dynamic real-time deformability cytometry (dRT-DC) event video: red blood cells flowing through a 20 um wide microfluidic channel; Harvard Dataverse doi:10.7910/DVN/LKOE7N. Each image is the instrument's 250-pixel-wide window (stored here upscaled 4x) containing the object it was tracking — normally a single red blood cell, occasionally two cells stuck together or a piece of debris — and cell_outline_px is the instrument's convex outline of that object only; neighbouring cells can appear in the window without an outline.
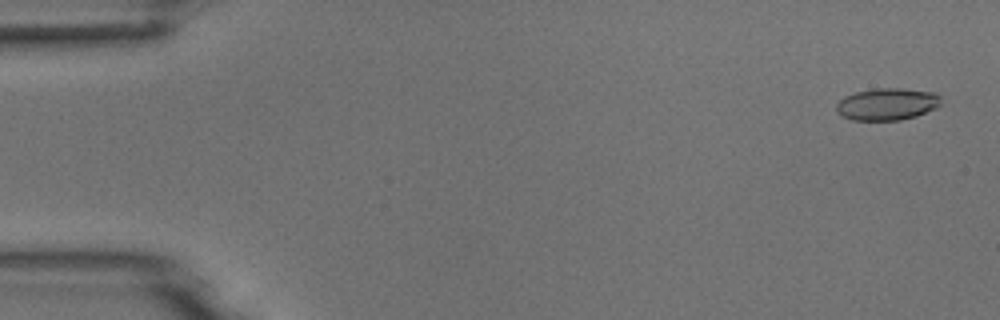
{"species": "common noctule bat (a hibernating species)", "species_latin": "Nyctalus noctula", "temperature_condition": "room temperature", "stored_images_in_passage": 53, "camera_frame_rate_fps": 3000, "um_per_image_px": 0.085, "animal": {"sex": "male", "body_mass_g": 18.8}, "frame": {"image": 1, "passage_image": 2, "time_ms": 0.333, "image_size_px": [1000, 320], "cell_outline_px": [[940, 104], [936, 108], [916, 116], [900, 120], [852, 120], [840, 116], [836, 108], [836, 104], [844, 96], [856, 92], [876, 88], [904, 88], [936, 92], [940, 96]], "centroid_in_image_um": [75.41, 8.84], "position_along_channel_um": 9.6, "area_um2": 19.71}}
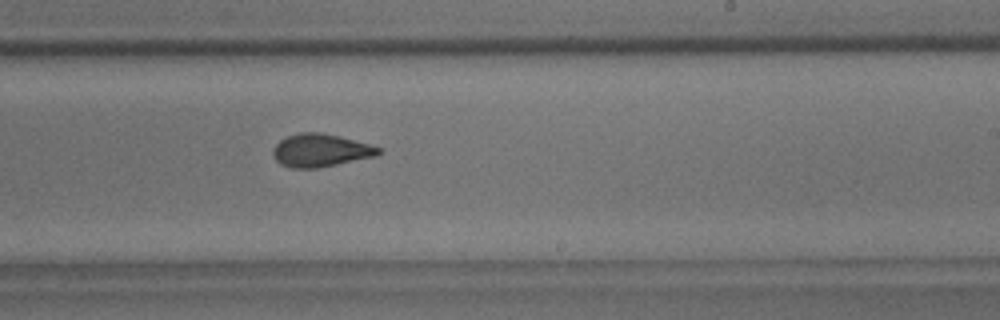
{"frame": {"image": 2, "passage_image": 32, "time_ms": 10.333, "image_size_px": [1000, 320], "cell_outline_px": [[380, 152], [376, 156], [316, 168], [292, 168], [280, 164], [272, 156], [272, 148], [280, 140], [288, 136], [300, 132], [320, 132], [340, 136], [368, 144], [380, 148]], "centroid_in_image_um": [27.19, 12.78], "position_along_channel_um": 261.8, "area_um2": 20.11}}
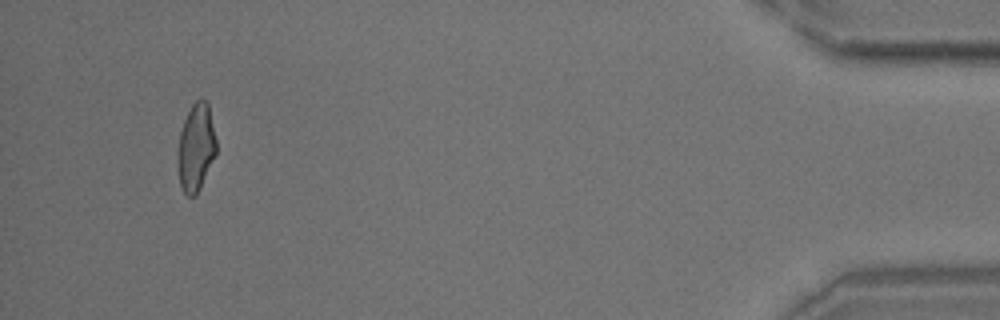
{"frame": {"image": 3, "passage_image": 50, "time_ms": 16.333, "image_size_px": [1000, 320], "cell_outline_px": [[216, 152], [200, 188], [196, 196], [188, 196], [184, 192], [180, 184], [176, 160], [176, 156], [180, 132], [184, 120], [192, 104], [196, 100], [208, 100], [216, 140]], "centroid_in_image_um": [16.64, 12.53], "position_along_channel_um": 418.6, "area_um2": 19.71}}